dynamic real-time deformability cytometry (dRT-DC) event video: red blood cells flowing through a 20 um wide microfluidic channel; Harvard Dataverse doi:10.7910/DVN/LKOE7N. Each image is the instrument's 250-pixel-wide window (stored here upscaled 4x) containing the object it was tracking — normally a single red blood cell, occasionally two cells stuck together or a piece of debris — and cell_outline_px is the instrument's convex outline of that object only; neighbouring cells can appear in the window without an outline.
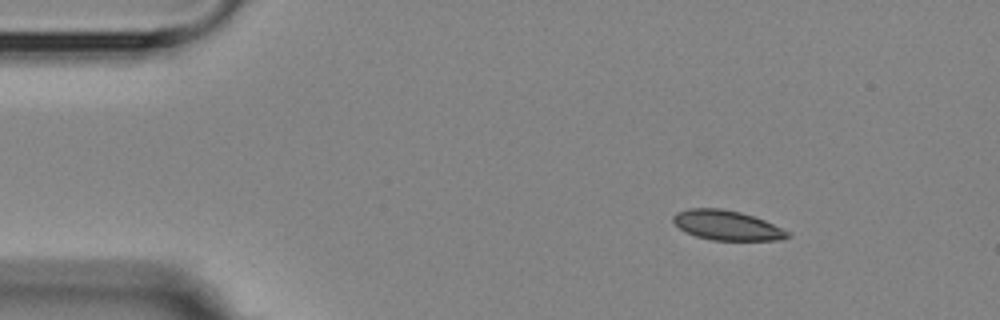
{"species": "Egyptian fruit bat (a non-hibernating species)", "species_latin": "Rousettus aegyptiacus", "temperature_condition": "room temperature", "stored_images_in_passage": 4, "camera_frame_rate_fps": 3000, "um_per_image_px": 0.085, "animal": {"sex": "female"}, "frame": {"image": 1, "passage_image": 1, "time_ms": 0.0, "image_size_px": [1000, 320], "cell_outline_px": [[792, 236], [780, 240], [712, 240], [696, 236], [680, 228], [672, 220], [672, 216], [676, 212], [688, 208], [720, 208], [740, 212], [764, 220], [792, 232]], "centroid_in_image_um": [61.82, 19.15], "position_along_channel_um": 23.2, "area_um2": 19.83}}
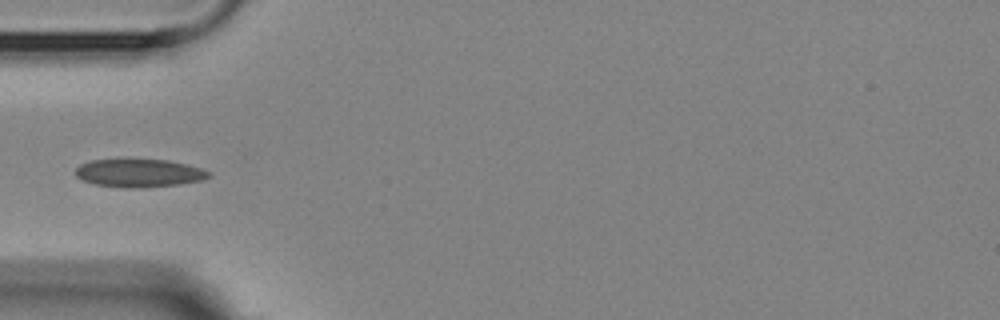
{"frame": {"image": 2, "passage_image": 4, "time_ms": 3.333, "image_size_px": [1000, 320], "cell_outline_px": [[212, 176], [200, 180], [180, 184], [140, 188], [124, 188], [96, 184], [84, 180], [76, 176], [76, 168], [80, 164], [92, 160], [168, 160], [188, 164], [212, 172]], "centroid_in_image_um": [11.86, 14.71], "position_along_channel_um": 73.1, "area_um2": 21.68}}